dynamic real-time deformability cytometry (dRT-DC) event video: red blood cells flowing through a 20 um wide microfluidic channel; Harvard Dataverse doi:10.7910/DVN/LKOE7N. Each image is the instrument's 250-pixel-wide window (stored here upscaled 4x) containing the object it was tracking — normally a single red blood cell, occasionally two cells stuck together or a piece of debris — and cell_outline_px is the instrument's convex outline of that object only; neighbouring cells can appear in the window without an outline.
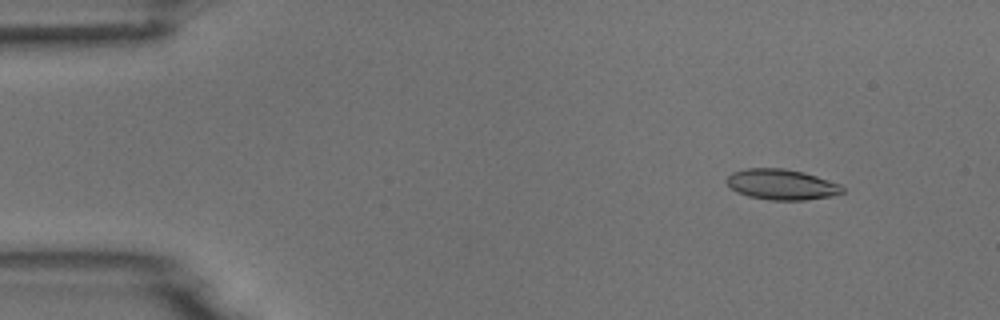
{"species": "common noctule bat (a hibernating species)", "species_latin": "Nyctalus noctula", "temperature_condition": "room temperature", "stored_images_in_passage": 8, "camera_frame_rate_fps": 3000, "um_per_image_px": 0.085, "animal": {"sex": "male", "body_mass_g": 18.8}, "frame": {"image": 1, "passage_image": 2, "time_ms": 1.0, "image_size_px": [1000, 320], "cell_outline_px": [[844, 192], [832, 196], [804, 200], [768, 200], [748, 196], [736, 192], [724, 180], [732, 172], [748, 168], [784, 168], [804, 172], [840, 184], [844, 188]], "centroid_in_image_um": [66.43, 15.68], "position_along_channel_um": 18.6, "area_um2": 20.69}}
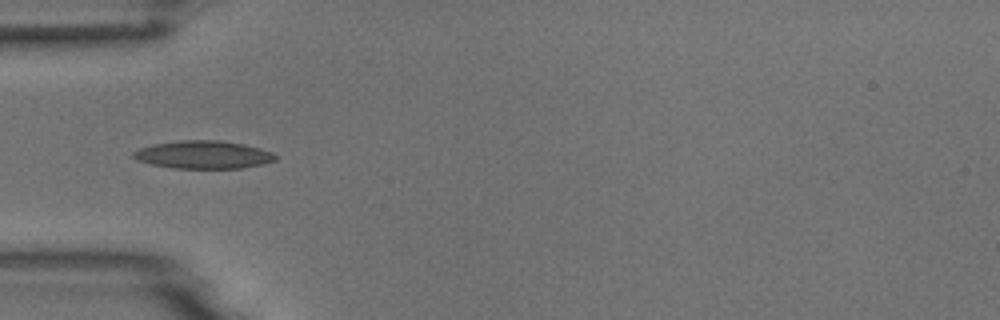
{"frame": {"image": 2, "passage_image": 5, "time_ms": 4.667, "image_size_px": [1000, 320], "cell_outline_px": [[276, 160], [264, 164], [244, 168], [172, 168], [152, 164], [136, 160], [132, 156], [132, 152], [140, 148], [152, 144], [180, 140], [220, 140], [244, 144], [260, 148], [272, 152], [276, 156]], "centroid_in_image_um": [17.29, 13.15], "position_along_channel_um": 67.7, "area_um2": 23.24}}
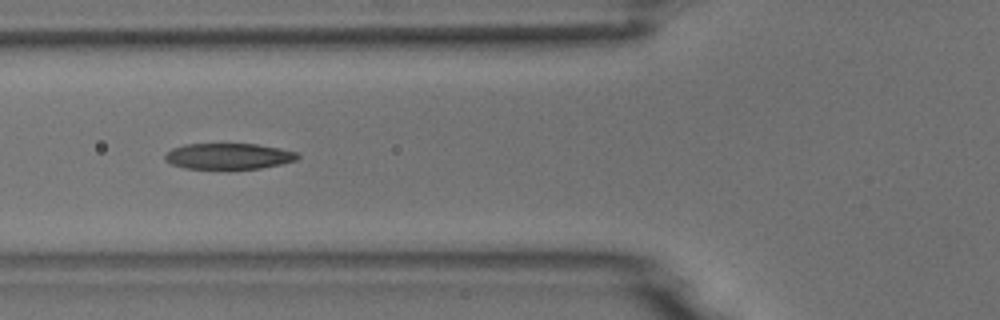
{"frame": {"image": 3, "passage_image": 6, "time_ms": 5.667, "image_size_px": [1000, 320], "cell_outline_px": [[300, 156], [296, 160], [280, 164], [260, 168], [184, 168], [172, 164], [164, 160], [164, 156], [172, 148], [184, 144], [256, 144], [280, 148], [296, 152]], "centroid_in_image_um": [19.41, 13.26], "position_along_channel_um": 106.4, "area_um2": 19.83}}